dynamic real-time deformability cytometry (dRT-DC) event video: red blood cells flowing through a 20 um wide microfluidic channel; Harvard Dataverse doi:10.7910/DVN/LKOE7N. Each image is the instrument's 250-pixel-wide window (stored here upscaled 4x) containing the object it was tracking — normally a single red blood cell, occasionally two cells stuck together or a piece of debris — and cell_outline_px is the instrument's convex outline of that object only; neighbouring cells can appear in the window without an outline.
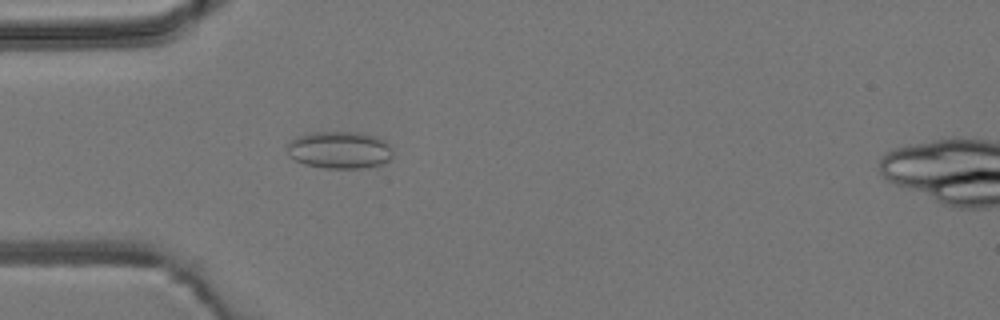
{"species": "common noctule bat (a hibernating species)", "species_latin": "Nyctalus noctula", "temperature_condition": "room temperature", "stored_images_in_passage": 5, "camera_frame_rate_fps": 3000, "um_per_image_px": 0.085, "animal": {"sex": "male", "body_mass_g": 19.2, "forearm_length_mm": 51.8}, "frame": {"image": 1, "passage_image": 4, "time_ms": 3.667, "image_size_px": [1000, 320], "cell_outline_px": [[392, 156], [388, 160], [380, 164], [364, 168], [324, 168], [304, 164], [288, 156], [288, 144], [296, 136], [316, 132], [352, 132], [376, 136], [384, 140], [392, 148]], "centroid_in_image_um": [28.86, 12.75], "position_along_channel_um": 56.1, "area_um2": 22.83}}